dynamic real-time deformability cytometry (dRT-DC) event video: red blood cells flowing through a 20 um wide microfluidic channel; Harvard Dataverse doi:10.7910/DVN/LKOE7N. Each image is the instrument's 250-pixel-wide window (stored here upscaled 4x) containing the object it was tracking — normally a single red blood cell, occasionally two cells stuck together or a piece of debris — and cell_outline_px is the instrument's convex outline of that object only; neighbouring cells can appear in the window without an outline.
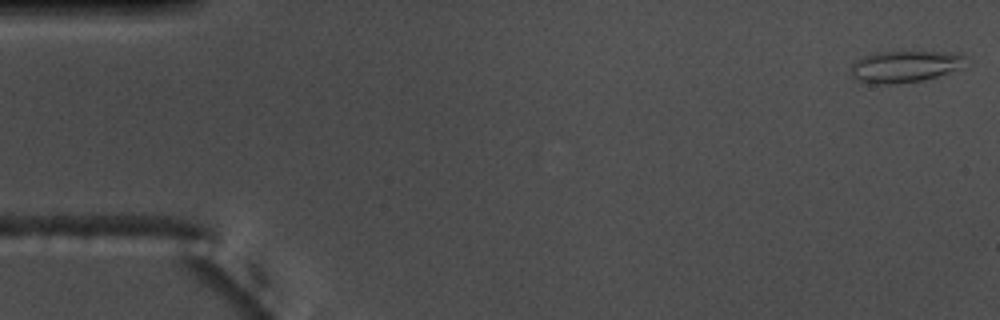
{"species": "common noctule bat (a hibernating species)", "species_latin": "Nyctalus noctula", "temperature_condition": "warm", "stored_images_in_passage": 54, "camera_frame_rate_fps": 3000, "um_per_image_px": 0.085, "animal": {"sex": "male", "body_mass_g": 17.5, "forearm_length_mm": 52.3}, "frame": {"image": 1, "passage_image": 1, "time_ms": 0.0, "image_size_px": [1000, 320], "cell_outline_px": [[964, 56], [956, 68], [936, 76], [920, 80], [892, 84], [868, 84], [852, 76], [852, 64], [856, 60], [864, 56], [876, 52], [956, 52]], "centroid_in_image_um": [76.79, 5.65], "position_along_channel_um": 8.2, "area_um2": 20.4}}
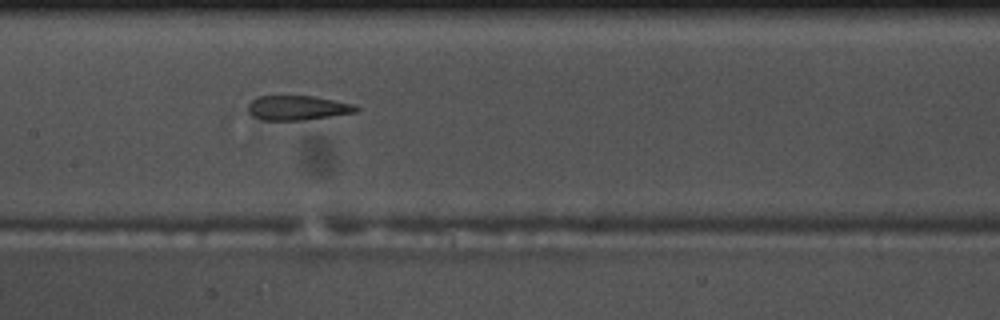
{"frame": {"image": 2, "passage_image": 26, "time_ms": 8.333, "image_size_px": [1000, 320], "cell_outline_px": [[360, 108], [356, 112], [304, 120], [260, 120], [252, 116], [248, 112], [248, 104], [256, 96], [312, 96], [356, 104]], "centroid_in_image_um": [25.27, 9.16], "position_along_channel_um": 182.1, "area_um2": 15.55}}
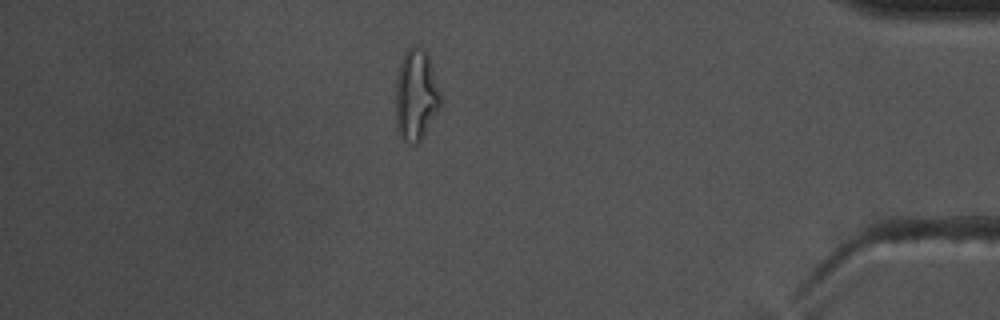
{"frame": {"image": 3, "passage_image": 47, "time_ms": 15.333, "image_size_px": [1000, 320], "cell_outline_px": [[444, 100], [420, 140], [416, 144], [412, 144], [404, 140], [400, 136], [396, 128], [396, 76], [404, 52], [412, 44], [416, 44], [428, 52]], "centroid_in_image_um": [35.38, 8.02], "position_along_channel_um": 399.8, "area_um2": 24.39}, "authors_computed_cell_mechanics": {"area_um2": 17.7157, "velocity_mm_per_s": 3.7123, "shape_relaxation_time_tau1_ms": null, "shape_relaxation_time_tau2_ms": 2.1546, "deformation_change_tau1": null, "deformation_change_tau2": 0.1393}}